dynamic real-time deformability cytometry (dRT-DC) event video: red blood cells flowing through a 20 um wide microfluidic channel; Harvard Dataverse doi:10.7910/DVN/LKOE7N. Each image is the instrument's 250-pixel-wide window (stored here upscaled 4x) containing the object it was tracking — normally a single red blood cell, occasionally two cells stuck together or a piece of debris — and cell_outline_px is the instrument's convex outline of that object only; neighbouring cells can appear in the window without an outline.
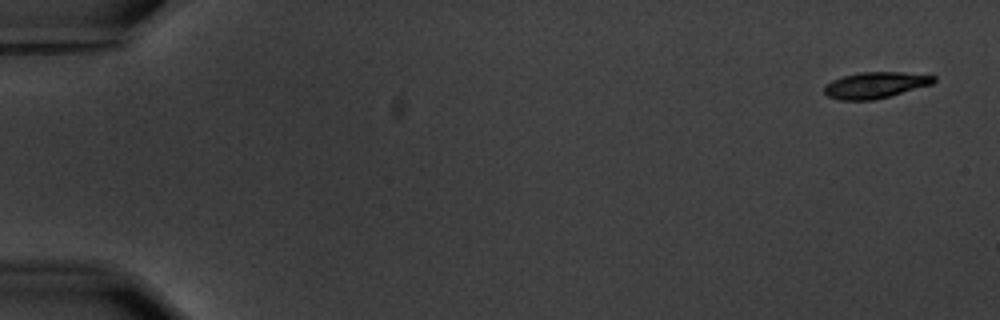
{"species": "common noctule bat (a hibernating species)", "species_latin": "Nyctalus noctula", "temperature_condition": "warm", "stored_images_in_passage": 5, "camera_frame_rate_fps": 3000, "um_per_image_px": 0.085, "animal": {"sex": "male", "body_mass_g": 20.1, "forearm_length_mm": 53.5}, "frame": {"image": 1, "passage_image": 1, "time_ms": 0.0, "image_size_px": [1000, 320], "cell_outline_px": [[936, 80], [932, 84], [888, 96], [872, 100], [840, 100], [828, 96], [824, 92], [824, 88], [832, 80], [844, 76], [860, 72], [900, 72], [936, 76]], "centroid_in_image_um": [74.4, 7.23], "position_along_channel_um": 10.6, "area_um2": 16.42}}
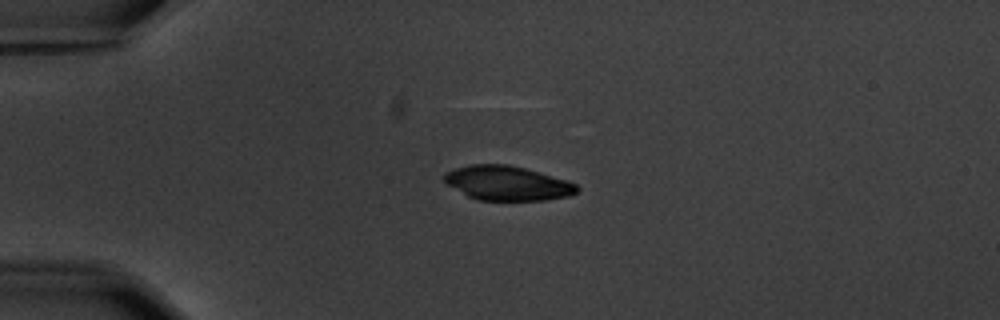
{"frame": {"image": 2, "passage_image": 4, "time_ms": 4.333, "image_size_px": [1000, 320], "cell_outline_px": [[580, 188], [576, 192], [568, 196], [544, 200], [476, 200], [468, 196], [448, 184], [444, 180], [444, 172], [456, 168], [472, 164], [508, 164], [524, 168], [564, 180], [576, 184]], "centroid_in_image_um": [43.1, 15.57], "position_along_channel_um": 41.9, "area_um2": 26.24}}